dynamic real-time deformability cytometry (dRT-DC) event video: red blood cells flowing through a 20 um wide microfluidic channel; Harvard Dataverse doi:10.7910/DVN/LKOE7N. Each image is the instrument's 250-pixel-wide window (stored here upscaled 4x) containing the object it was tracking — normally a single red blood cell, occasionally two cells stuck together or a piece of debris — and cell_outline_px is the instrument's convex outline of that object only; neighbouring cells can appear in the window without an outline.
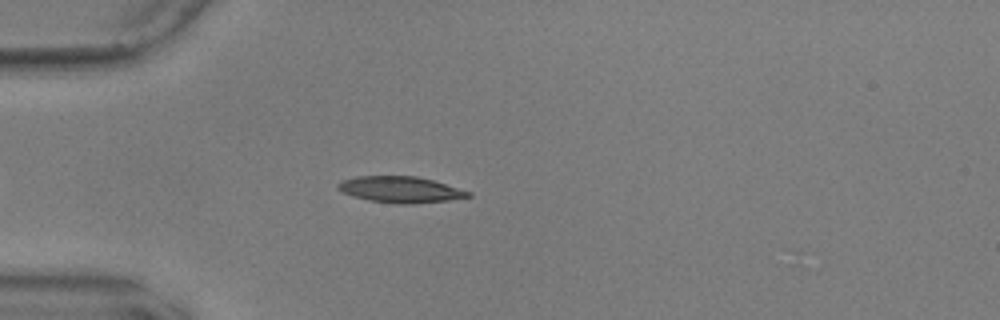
{"species": "common noctule bat (a hibernating species)", "species_latin": "Nyctalus noctula", "temperature_condition": "warm", "stored_images_in_passage": 40, "camera_frame_rate_fps": 3000, "um_per_image_px": 0.085, "animal": {"sex": "male", "body_mass_g": 17.9, "forearm_length_mm": 54.2}, "frame": {"image": 1, "passage_image": 5, "time_ms": 1.333, "image_size_px": [1000, 320], "cell_outline_px": [[472, 196], [448, 200], [412, 204], [396, 204], [368, 200], [352, 196], [336, 188], [336, 184], [340, 180], [356, 176], [416, 176], [432, 180], [472, 192]], "centroid_in_image_um": [34.0, 16.11], "position_along_channel_um": 51.0, "area_um2": 19.94}}
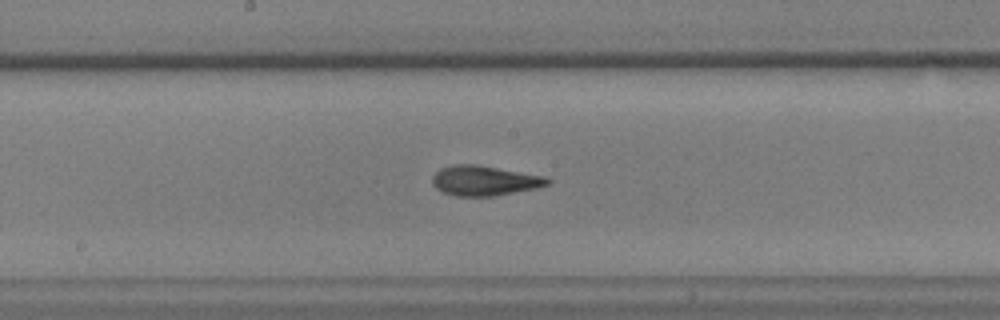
{"frame": {"image": 2, "passage_image": 19, "time_ms": 6.0, "image_size_px": [1000, 320], "cell_outline_px": [[552, 180], [548, 184], [536, 188], [496, 196], [456, 196], [444, 192], [436, 188], [432, 184], [432, 176], [440, 168], [456, 164], [476, 164], [544, 176]], "centroid_in_image_um": [41.16, 15.35], "position_along_channel_um": 207.0, "area_um2": 20.06}}
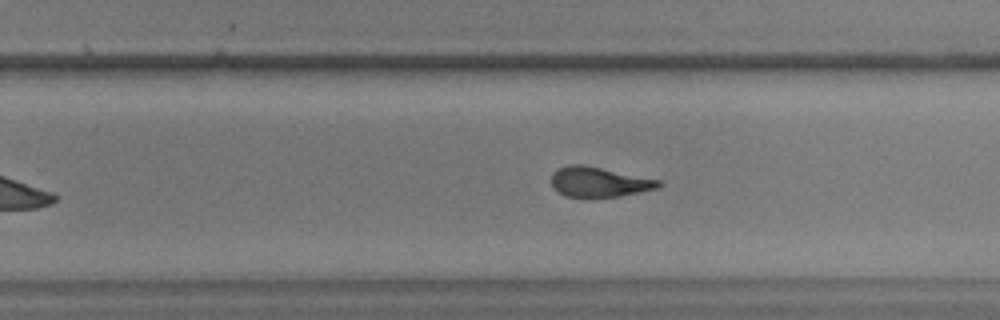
{"frame": {"image": 3, "passage_image": 25, "time_ms": 8.0, "image_size_px": [1000, 320], "cell_outline_px": [[664, 184], [660, 188], [620, 196], [564, 196], [552, 184], [552, 172], [568, 164], [584, 164], [660, 180]], "centroid_in_image_um": [50.97, 15.45], "position_along_channel_um": 278.8, "area_um2": 18.55}, "authors_computed_cell_mechanics": {"area_um2": 19.9699, "velocity_mm_per_s": 3.6054, "shape_relaxation_time_tau1_ms": 9.6166, "shape_relaxation_time_tau2_ms": 1.8804, "deformation_change_tau1": 0.252, "deformation_change_tau2": 0.0968}}